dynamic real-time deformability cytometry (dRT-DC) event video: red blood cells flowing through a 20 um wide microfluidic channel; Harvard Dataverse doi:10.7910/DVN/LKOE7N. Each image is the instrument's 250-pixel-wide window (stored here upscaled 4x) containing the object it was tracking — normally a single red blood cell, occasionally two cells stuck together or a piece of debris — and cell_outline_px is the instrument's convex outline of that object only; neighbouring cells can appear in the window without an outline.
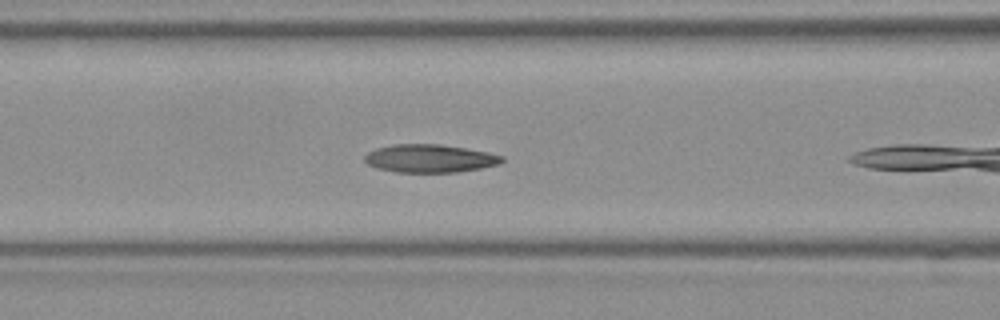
{"species": "Egyptian fruit bat (a non-hibernating species)", "species_latin": "Rousettus aegyptiacus", "temperature_condition": "room temperature", "stored_images_in_passage": 38, "camera_frame_rate_fps": 3000, "um_per_image_px": 0.085, "frame": {"image": 1, "passage_image": 6, "time_ms": 1.667, "image_size_px": [1000, 320], "cell_outline_px": [[504, 160], [500, 164], [480, 168], [456, 172], [396, 172], [376, 168], [368, 164], [364, 160], [364, 156], [368, 152], [376, 148], [392, 144], [440, 144], [488, 152], [504, 156]], "centroid_in_image_um": [36.52, 13.46], "position_along_channel_um": 130.1, "area_um2": 22.48}}
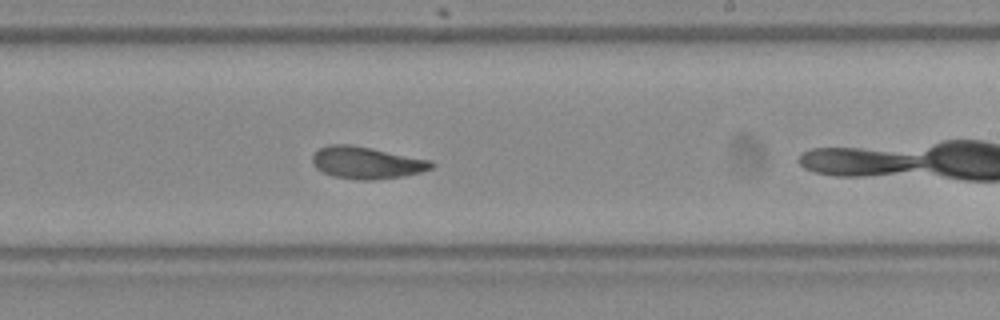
{"frame": {"image": 2, "passage_image": 16, "time_ms": 5.0, "image_size_px": [1000, 320], "cell_outline_px": [[436, 164], [432, 168], [420, 172], [404, 176], [372, 180], [360, 180], [332, 176], [316, 168], [312, 164], [312, 152], [328, 144], [352, 144], [432, 160]], "centroid_in_image_um": [31.15, 13.82], "position_along_channel_um": 257.9, "area_um2": 22.48}}
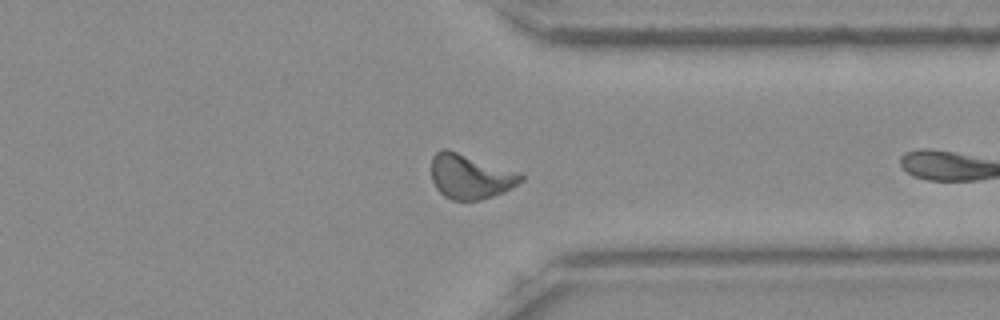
{"frame": {"image": 3, "passage_image": 25, "time_ms": 8.0, "image_size_px": [1000, 320], "cell_outline_px": [[524, 180], [504, 192], [480, 200], [452, 200], [444, 196], [436, 188], [432, 180], [432, 156], [436, 152], [444, 148], [448, 148], [520, 172], [524, 176]], "centroid_in_image_um": [39.98, 14.99], "position_along_channel_um": 371.4, "area_um2": 23.52}, "authors_computed_cell_mechanics": {"area_um2": 22.0507, "velocity_mm_per_s": 3.8329, "shape_relaxation_time_tau1_ms": 3.6057, "shape_relaxation_time_tau2_ms": 1.9086, "deformation_change_tau1": 0.1139, "deformation_change_tau2": 0.072}}